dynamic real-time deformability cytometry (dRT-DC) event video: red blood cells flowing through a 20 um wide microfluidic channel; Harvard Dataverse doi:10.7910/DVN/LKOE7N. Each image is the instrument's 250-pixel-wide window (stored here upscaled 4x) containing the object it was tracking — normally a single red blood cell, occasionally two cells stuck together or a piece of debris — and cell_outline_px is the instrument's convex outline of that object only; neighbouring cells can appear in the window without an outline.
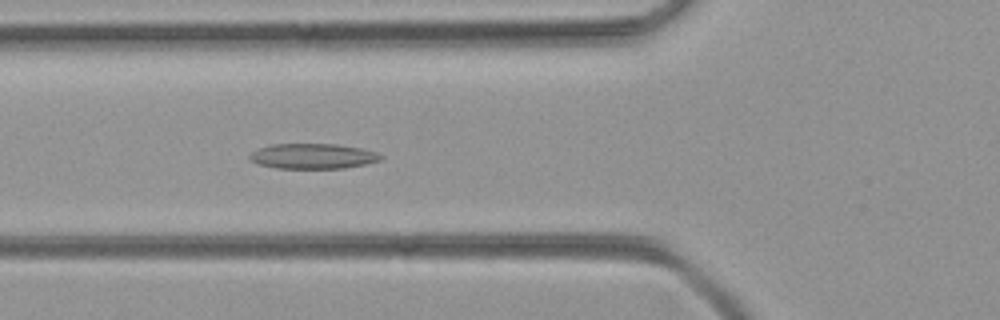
{"species": "common noctule bat (a hibernating species)", "species_latin": "Nyctalus noctula", "temperature_condition": "room temperature", "stored_images_in_passage": 50, "camera_frame_rate_fps": 3000, "um_per_image_px": 0.085, "animal": {"sex": "female", "body_mass_g": 21.9}, "frame": {"image": 1, "passage_image": 18, "time_ms": 5.667, "image_size_px": [1000, 320], "cell_outline_px": [[384, 156], [380, 160], [364, 164], [344, 168], [276, 168], [256, 164], [248, 156], [252, 152], [260, 148], [272, 144], [336, 144], [360, 148], [376, 152]], "centroid_in_image_um": [26.58, 13.27], "position_along_channel_um": 99.2, "area_um2": 19.13}}
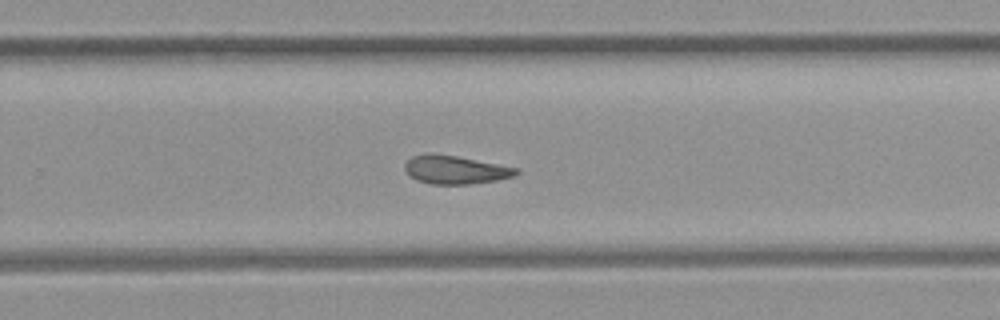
{"frame": {"image": 2, "passage_image": 32, "time_ms": 10.333, "image_size_px": [1000, 320], "cell_outline_px": [[520, 172], [512, 176], [496, 180], [468, 184], [432, 184], [416, 180], [404, 168], [404, 164], [412, 156], [428, 152], [432, 152], [456, 156], [516, 168]], "centroid_in_image_um": [38.64, 14.42], "position_along_channel_um": 291.2, "area_um2": 18.15}}
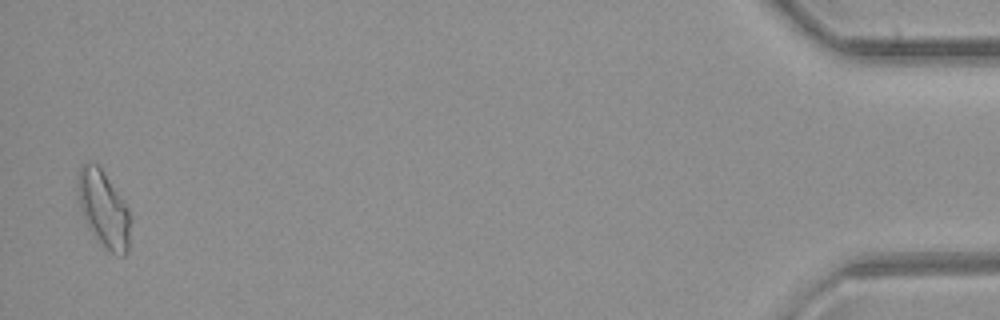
{"frame": {"image": 3, "passage_image": 49, "time_ms": 16.0, "image_size_px": [1000, 320], "cell_outline_px": [[128, 252], [124, 256], [120, 256], [104, 248], [88, 224], [84, 216], [80, 204], [80, 168], [88, 160], [100, 164], [128, 208]], "centroid_in_image_um": [8.84, 17.73], "position_along_channel_um": 426.4, "area_um2": 22.43}}